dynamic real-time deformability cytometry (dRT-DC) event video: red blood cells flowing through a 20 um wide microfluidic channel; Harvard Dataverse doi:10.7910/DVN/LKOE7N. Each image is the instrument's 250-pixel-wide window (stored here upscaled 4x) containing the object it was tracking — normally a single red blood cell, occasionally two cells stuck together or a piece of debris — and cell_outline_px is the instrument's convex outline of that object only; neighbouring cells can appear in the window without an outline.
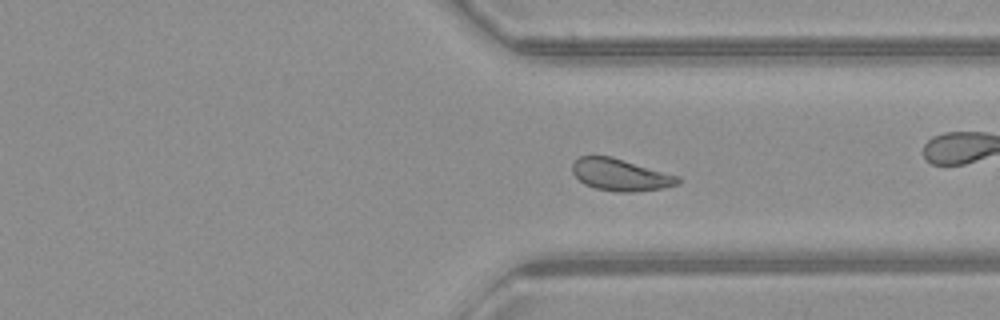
{"species": "common noctule bat (a hibernating species)", "species_latin": "Nyctalus noctula", "temperature_condition": "warm", "stored_images_in_passage": 47, "camera_frame_rate_fps": 3000, "um_per_image_px": 0.085, "animal": {"sex": "female", "body_mass_g": 21.9}, "frame": {"image": 1, "passage_image": 34, "time_ms": 11.0, "image_size_px": [1000, 320], "cell_outline_px": [[680, 184], [664, 188], [632, 192], [616, 192], [596, 188], [584, 184], [572, 172], [572, 164], [580, 156], [612, 156], [680, 176]], "centroid_in_image_um": [52.77, 14.86], "position_along_channel_um": 358.6, "area_um2": 19.77}, "authors_computed_cell_mechanics": {"area_um2": 20.519, "velocity_mm_per_s": 4.0322, "shape_relaxation_time_tau1_ms": null, "shape_relaxation_time_tau2_ms": 4.5665, "deformation_change_tau1": null, "deformation_change_tau2": 0.0933}}